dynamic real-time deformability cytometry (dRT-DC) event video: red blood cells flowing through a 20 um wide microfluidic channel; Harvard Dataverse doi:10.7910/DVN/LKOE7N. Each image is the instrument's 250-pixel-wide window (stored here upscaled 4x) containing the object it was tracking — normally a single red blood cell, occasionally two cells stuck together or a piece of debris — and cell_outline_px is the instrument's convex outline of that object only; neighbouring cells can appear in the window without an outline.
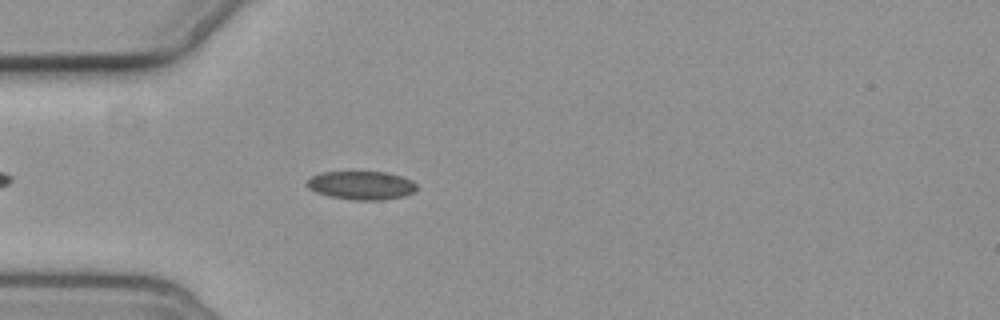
{"species": "common noctule bat (a hibernating species)", "species_latin": "Nyctalus noctula", "temperature_condition": "cold", "stored_images_in_passage": 5, "camera_frame_rate_fps": 3000, "um_per_image_px": 0.085, "animal": {"sex": "female", "body_mass_g": 19.3, "forearm_length_mm": 54.1}, "frame": {"image": 1, "passage_image": 5, "time_ms": 4.667, "image_size_px": [1000, 320], "cell_outline_px": [[416, 192], [404, 196], [384, 200], [352, 200], [328, 196], [316, 192], [308, 188], [304, 184], [312, 176], [320, 172], [388, 172], [412, 180], [416, 184]], "centroid_in_image_um": [30.71, 15.76], "position_along_channel_um": 54.3, "area_um2": 18.44}}